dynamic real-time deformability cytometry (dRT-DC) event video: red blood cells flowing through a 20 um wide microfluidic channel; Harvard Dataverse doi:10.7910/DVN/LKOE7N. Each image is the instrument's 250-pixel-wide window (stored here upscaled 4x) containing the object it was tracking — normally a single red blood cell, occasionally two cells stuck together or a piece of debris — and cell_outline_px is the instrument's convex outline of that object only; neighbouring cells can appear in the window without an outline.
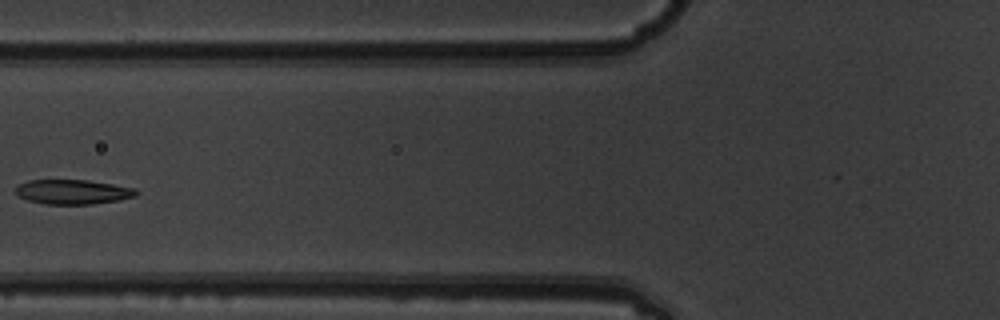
{"species": "common noctule bat (a hibernating species)", "species_latin": "Nyctalus noctula", "temperature_condition": "warm", "stored_images_in_passage": 7, "camera_frame_rate_fps": 3000, "um_per_image_px": 0.085, "animal": {"sex": "male", "body_mass_g": 19.5, "forearm_length_mm": 54.6}, "frame": {"image": 1, "passage_image": 6, "time_ms": 1.667, "image_size_px": [1000, 320], "cell_outline_px": [[140, 192], [136, 196], [120, 200], [92, 204], [44, 204], [28, 200], [20, 196], [16, 192], [16, 188], [20, 184], [28, 180], [88, 180], [136, 188]], "centroid_in_image_um": [6.25, 16.31], "position_along_channel_um": 119.6, "area_um2": 17.28}}
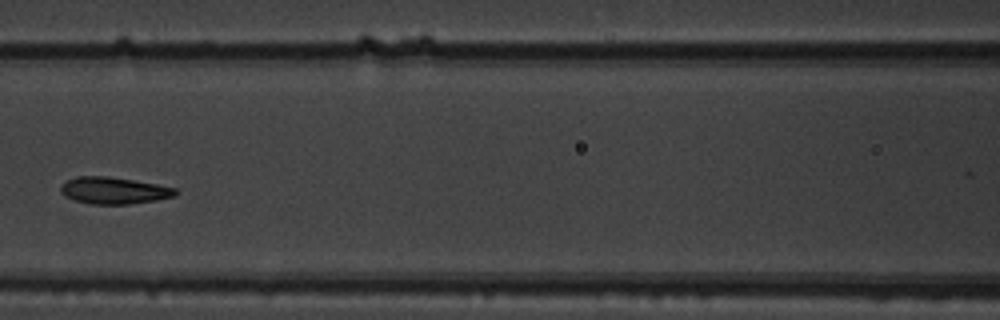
{"frame": {"image": 2, "passage_image": 7, "time_ms": 2.0, "image_size_px": [1000, 320], "cell_outline_px": [[180, 192], [176, 196], [156, 200], [132, 204], [92, 204], [76, 200], [64, 196], [60, 192], [60, 184], [76, 176], [108, 176], [156, 184], [176, 188]], "centroid_in_image_um": [9.69, 16.19], "position_along_channel_um": 156.9, "area_um2": 18.03}}